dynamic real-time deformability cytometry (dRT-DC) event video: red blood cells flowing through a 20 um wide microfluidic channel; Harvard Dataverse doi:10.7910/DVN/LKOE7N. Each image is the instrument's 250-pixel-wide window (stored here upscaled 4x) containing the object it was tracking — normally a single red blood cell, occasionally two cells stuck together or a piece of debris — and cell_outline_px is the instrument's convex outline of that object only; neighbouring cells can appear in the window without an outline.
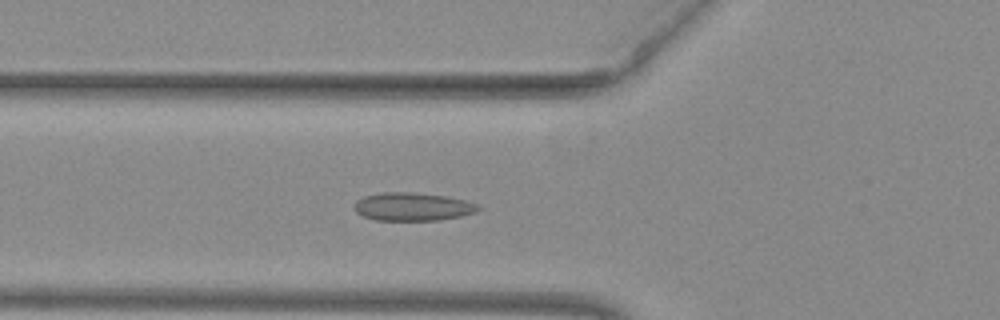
{"species": "common noctule bat (a hibernating species)", "species_latin": "Nyctalus noctula", "temperature_condition": "warm", "stored_images_in_passage": 50, "camera_frame_rate_fps": 3000, "um_per_image_px": 0.085, "animal": {"sex": "female", "body_mass_g": 29.2, "forearm_length_mm": 56.3}, "frame": {"image": 1, "passage_image": 17, "time_ms": 5.333, "image_size_px": [1000, 320], "cell_outline_px": [[480, 208], [476, 212], [460, 216], [440, 220], [376, 220], [364, 216], [356, 212], [356, 200], [364, 196], [384, 192], [412, 192], [444, 196], [464, 200], [476, 204]], "centroid_in_image_um": [35.07, 17.57], "position_along_channel_um": 90.7, "area_um2": 20.06}}
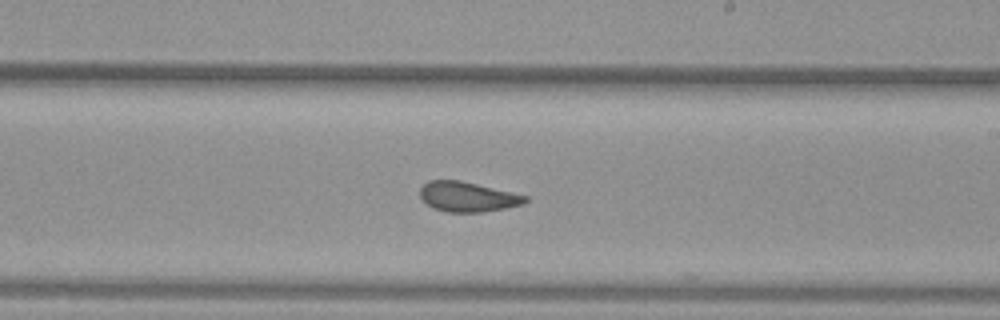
{"frame": {"image": 2, "passage_image": 29, "time_ms": 9.333, "image_size_px": [1000, 320], "cell_outline_px": [[528, 200], [524, 204], [504, 208], [480, 212], [448, 212], [432, 208], [420, 196], [420, 188], [428, 180], [460, 180], [512, 192], [528, 196]], "centroid_in_image_um": [39.75, 16.72], "position_along_channel_um": 249.3, "area_um2": 18.26}}
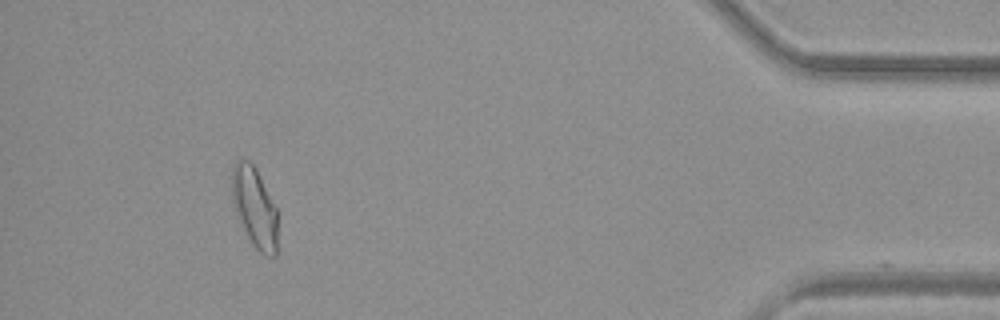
{"frame": {"image": 3, "passage_image": 46, "time_ms": 15.0, "image_size_px": [1000, 320], "cell_outline_px": [[276, 256], [264, 256], [252, 244], [240, 220], [232, 200], [232, 168], [236, 160], [248, 160], [256, 168], [276, 208]], "centroid_in_image_um": [21.63, 17.61], "position_along_channel_um": 413.6, "area_um2": 20.87}, "authors_computed_cell_mechanics": {"area_um2": 19.941, "velocity_mm_per_s": 3.9631, "shape_relaxation_time_tau1_ms": null, "shape_relaxation_time_tau2_ms": 1.4607, "deformation_change_tau1": null, "deformation_change_tau2": 0.0786}}